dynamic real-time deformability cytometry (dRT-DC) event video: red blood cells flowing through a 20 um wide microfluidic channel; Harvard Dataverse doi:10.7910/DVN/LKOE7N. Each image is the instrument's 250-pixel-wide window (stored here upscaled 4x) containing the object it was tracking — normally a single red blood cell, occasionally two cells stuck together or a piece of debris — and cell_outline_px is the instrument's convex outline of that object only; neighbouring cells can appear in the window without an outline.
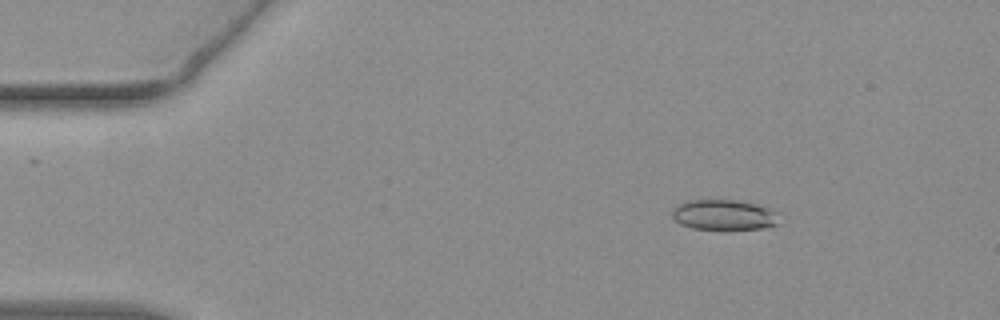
{"species": "common noctule bat (a hibernating species)", "species_latin": "Nyctalus noctula", "temperature_condition": "warm", "stored_images_in_passage": 52, "camera_frame_rate_fps": 3000, "um_per_image_px": 0.085, "animal": {"sex": "female", "body_mass_g": 19.3, "forearm_length_mm": 54.1}, "frame": {"image": 1, "passage_image": 6, "time_ms": 1.667, "image_size_px": [1000, 320], "cell_outline_px": [[776, 224], [760, 228], [692, 228], [680, 224], [672, 216], [672, 212], [676, 204], [684, 200], [736, 200], [756, 204], [768, 208], [776, 212]], "centroid_in_image_um": [61.45, 18.23], "position_along_channel_um": 23.6, "area_um2": 18.44}}
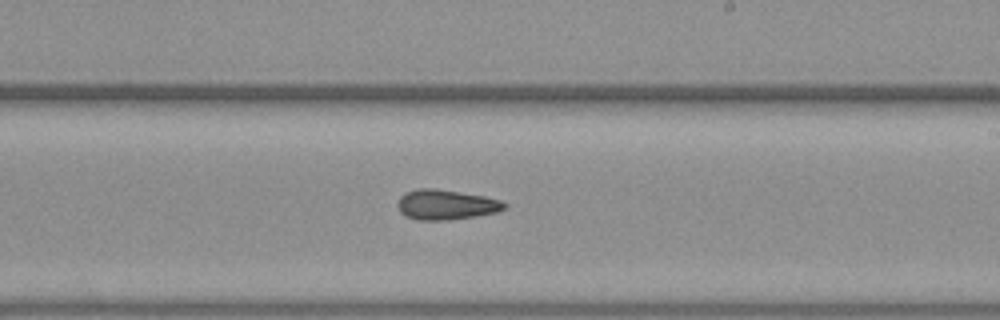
{"frame": {"image": 2, "passage_image": 30, "time_ms": 9.667, "image_size_px": [1000, 320], "cell_outline_px": [[508, 204], [504, 208], [496, 212], [476, 216], [448, 220], [416, 220], [404, 216], [400, 212], [396, 204], [400, 196], [404, 192], [416, 188], [436, 188], [484, 196], [500, 200]], "centroid_in_image_um": [37.85, 17.39], "position_along_channel_um": 251.2, "area_um2": 18.9}}
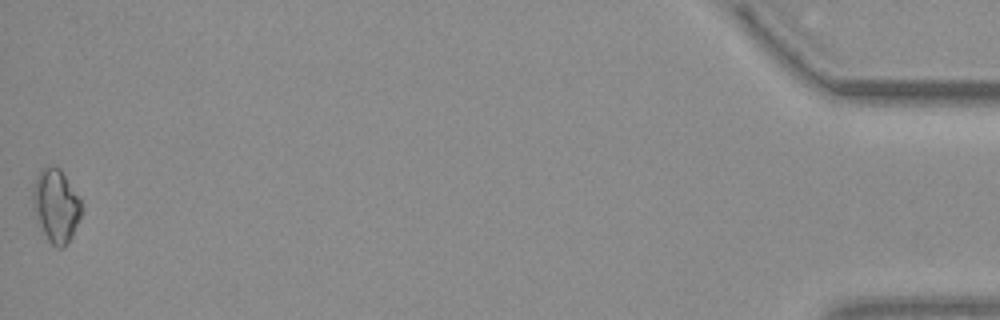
{"frame": {"image": 3, "passage_image": 52, "time_ms": 17.0, "image_size_px": [1000, 320], "cell_outline_px": [[80, 216], [72, 236], [68, 244], [60, 248], [56, 248], [48, 240], [36, 216], [32, 200], [32, 192], [36, 176], [40, 168], [48, 164], [56, 164], [60, 168], [80, 200]], "centroid_in_image_um": [4.73, 17.43], "position_along_channel_um": 430.5, "area_um2": 20.52}, "authors_computed_cell_mechanics": {"area_um2": 18.6116, "velocity_mm_per_s": 3.8194, "shape_relaxation_time_tau1_ms": null, "shape_relaxation_time_tau2_ms": 5.0535, "deformation_change_tau1": null, "deformation_change_tau2": 0.1205}}